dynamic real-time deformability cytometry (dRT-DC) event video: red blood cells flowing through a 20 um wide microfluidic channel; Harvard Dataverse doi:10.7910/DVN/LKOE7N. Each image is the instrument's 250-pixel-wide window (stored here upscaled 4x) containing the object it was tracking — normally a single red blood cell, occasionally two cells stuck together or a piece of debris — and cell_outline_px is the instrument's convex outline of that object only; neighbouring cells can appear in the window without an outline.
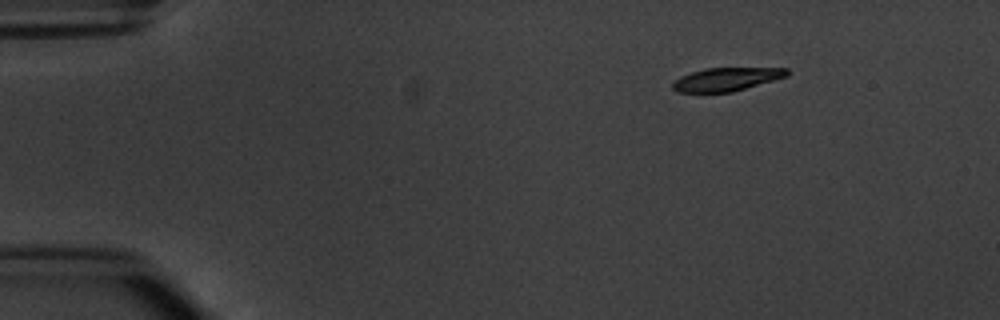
{"species": "common noctule bat (a hibernating species)", "species_latin": "Nyctalus noctula", "temperature_condition": "warm", "stored_images_in_passage": 3, "camera_frame_rate_fps": 3000, "um_per_image_px": 0.085, "animal": {"sex": "male", "body_mass_g": 20.1, "forearm_length_mm": 53.5}, "frame": {"image": 1, "passage_image": 1, "time_ms": 0.0, "image_size_px": [1000, 320], "cell_outline_px": [[788, 76], [732, 92], [676, 92], [672, 88], [672, 80], [680, 76], [704, 68], [788, 68]], "centroid_in_image_um": [61.7, 6.74], "position_along_channel_um": 23.3, "area_um2": 15.55}}